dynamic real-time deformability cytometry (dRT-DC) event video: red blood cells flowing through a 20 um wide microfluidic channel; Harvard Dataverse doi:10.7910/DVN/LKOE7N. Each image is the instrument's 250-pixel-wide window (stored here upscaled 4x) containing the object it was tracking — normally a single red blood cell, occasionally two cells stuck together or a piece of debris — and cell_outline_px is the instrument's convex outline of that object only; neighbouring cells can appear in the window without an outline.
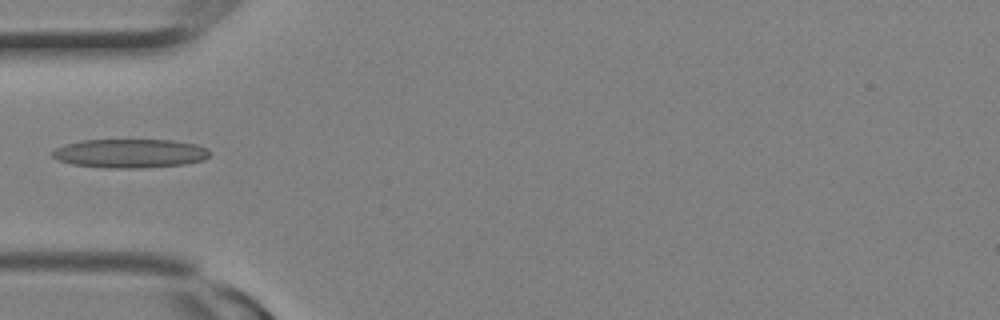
{"species": "Egyptian fruit bat (a non-hibernating species)", "species_latin": "Rousettus aegyptiacus", "temperature_condition": "room temperature", "stored_images_in_passage": 3, "camera_frame_rate_fps": 3000, "um_per_image_px": 0.085, "animal": {"sex": "female"}, "frame": {"image": 1, "passage_image": 3, "time_ms": 0.667, "image_size_px": [1000, 320], "cell_outline_px": [[208, 156], [204, 160], [184, 164], [140, 168], [108, 168], [72, 164], [56, 160], [52, 156], [52, 152], [56, 148], [68, 144], [84, 140], [172, 140], [196, 144], [204, 148], [208, 152]], "centroid_in_image_um": [11.03, 13.04], "position_along_channel_um": 74.0, "area_um2": 26.24}}